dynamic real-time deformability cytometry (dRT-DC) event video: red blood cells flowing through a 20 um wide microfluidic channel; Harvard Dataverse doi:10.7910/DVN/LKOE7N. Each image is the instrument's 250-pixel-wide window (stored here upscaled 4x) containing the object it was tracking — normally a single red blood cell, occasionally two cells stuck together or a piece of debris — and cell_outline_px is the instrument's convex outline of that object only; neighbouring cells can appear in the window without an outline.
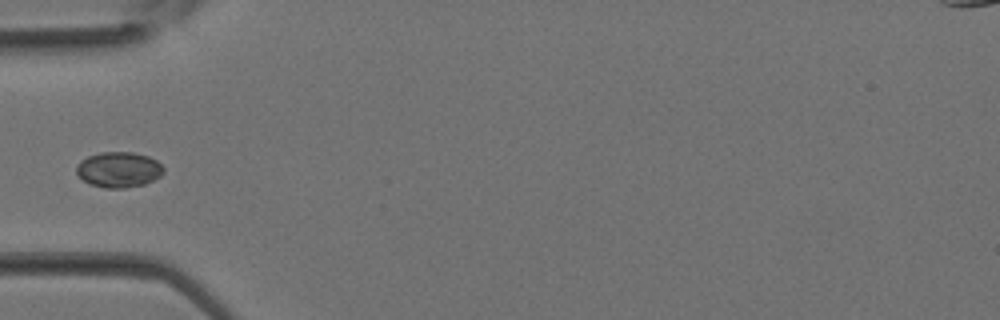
{"species": "Egyptian fruit bat (a non-hibernating species)", "species_latin": "Rousettus aegyptiacus", "temperature_condition": "room temperature", "stored_images_in_passage": 25, "camera_frame_rate_fps": 3000, "um_per_image_px": 0.085, "animal": {"sex": "female"}, "frame": {"image": 1, "passage_image": 1, "time_ms": 0.0, "image_size_px": [1000, 320], "cell_outline_px": [[164, 172], [160, 176], [144, 184], [124, 188], [104, 188], [88, 184], [76, 172], [76, 164], [80, 160], [88, 156], [100, 152], [132, 152], [148, 156], [156, 160], [164, 168]], "centroid_in_image_um": [10.07, 14.41], "position_along_channel_um": 74.9, "area_um2": 18.09}}
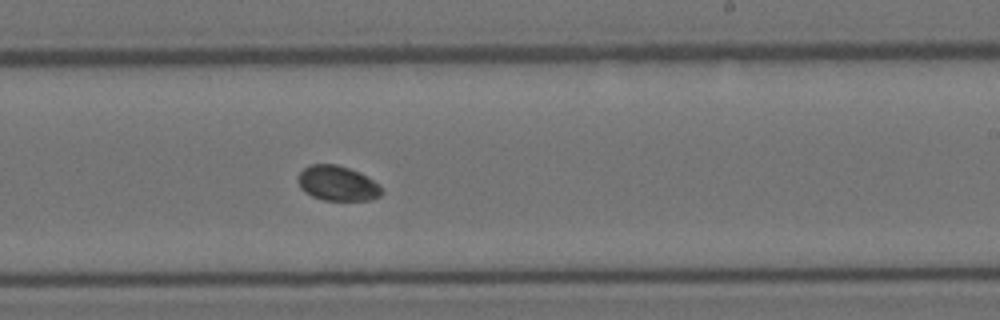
{"frame": {"image": 2, "passage_image": 11, "time_ms": 3.333, "image_size_px": [1000, 320], "cell_outline_px": [[384, 192], [380, 196], [372, 200], [324, 200], [312, 196], [304, 192], [300, 188], [296, 180], [296, 176], [304, 168], [312, 164], [336, 164], [360, 172], [372, 180]], "centroid_in_image_um": [28.64, 15.58], "position_along_channel_um": 260.4, "area_um2": 17.11}}
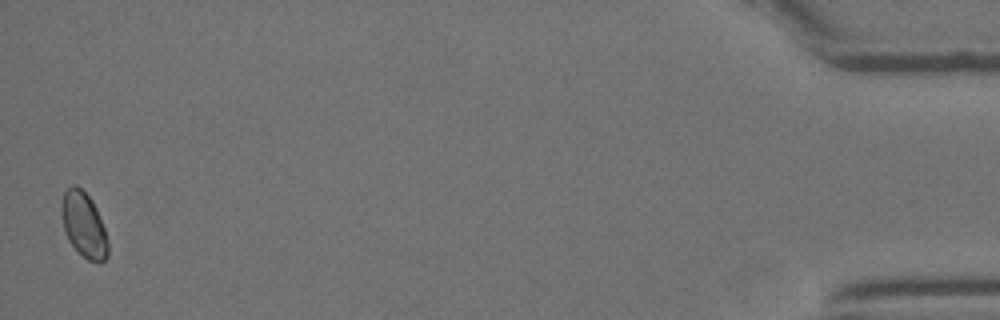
{"frame": {"image": 3, "passage_image": 25, "time_ms": 8.0, "image_size_px": [1000, 320], "cell_outline_px": [[108, 256], [100, 264], [88, 260], [68, 240], [64, 232], [60, 212], [60, 204], [64, 192], [72, 184], [76, 184], [92, 200], [96, 208], [104, 228], [108, 244]], "centroid_in_image_um": [7.1, 19.1], "position_along_channel_um": 428.1, "area_um2": 17.69}}